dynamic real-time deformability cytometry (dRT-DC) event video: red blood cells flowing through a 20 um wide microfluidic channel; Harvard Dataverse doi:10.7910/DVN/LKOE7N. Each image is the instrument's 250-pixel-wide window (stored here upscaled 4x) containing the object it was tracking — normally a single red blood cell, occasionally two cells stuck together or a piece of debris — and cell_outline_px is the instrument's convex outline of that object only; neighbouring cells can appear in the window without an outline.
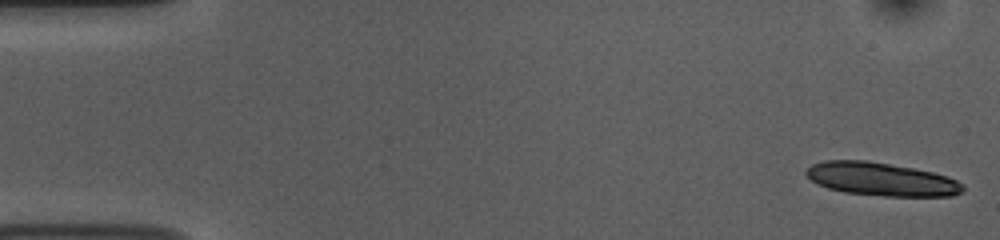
{"species": "common noctule bat (a hibernating species)", "species_latin": "Nyctalus noctula", "temperature_condition": "room temperature", "stored_images_in_passage": 14, "camera_frame_rate_fps": 3000, "um_per_image_px": 0.085, "animal": {"sex": "female", "body_mass_g": 10.0, "forearm_length_mm": 53.1}, "frame": {"image": 1, "passage_image": 1, "time_ms": 0.0, "image_size_px": [1000, 240], "cell_outline_px": [[964, 192], [952, 196], [884, 196], [844, 192], [828, 188], [816, 184], [804, 172], [812, 164], [824, 160], [868, 160], [912, 168], [932, 172], [948, 176], [964, 184]], "centroid_in_image_um": [74.92, 15.23], "position_along_channel_um": 10.1, "area_um2": 30.46}}